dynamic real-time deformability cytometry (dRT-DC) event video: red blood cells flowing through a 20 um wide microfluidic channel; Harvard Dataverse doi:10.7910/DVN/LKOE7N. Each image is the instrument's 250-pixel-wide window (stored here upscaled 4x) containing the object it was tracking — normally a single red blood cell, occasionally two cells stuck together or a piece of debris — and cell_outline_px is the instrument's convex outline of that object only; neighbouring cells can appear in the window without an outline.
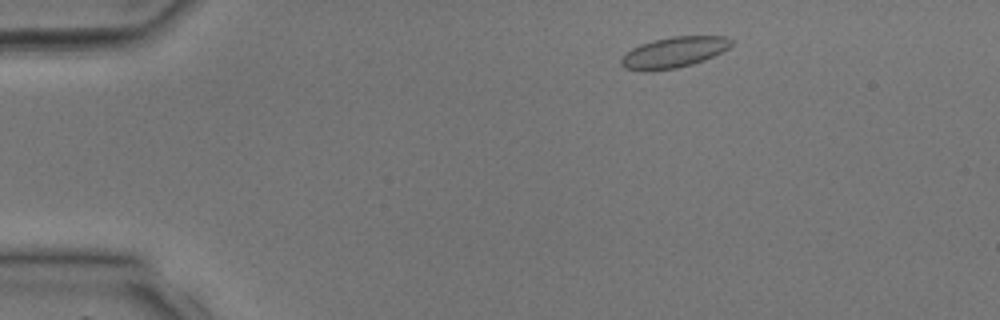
{"species": "common noctule bat (a hibernating species)", "species_latin": "Nyctalus noctula", "temperature_condition": "room temperature", "stored_images_in_passage": 37, "camera_frame_rate_fps": 3000, "um_per_image_px": 0.085, "animal": {"sex": "male", "body_mass_g": 17.9, "forearm_length_mm": 54.2}, "frame": {"image": 1, "passage_image": 4, "time_ms": 1.0, "image_size_px": [1000, 320], "cell_outline_px": [[732, 44], [728, 48], [704, 60], [692, 64], [676, 68], [648, 72], [640, 72], [624, 68], [620, 64], [620, 60], [632, 48], [640, 44], [652, 40], [672, 36], [724, 36], [732, 40]], "centroid_in_image_um": [57.23, 4.46], "position_along_channel_um": 27.8, "area_um2": 19.83}}
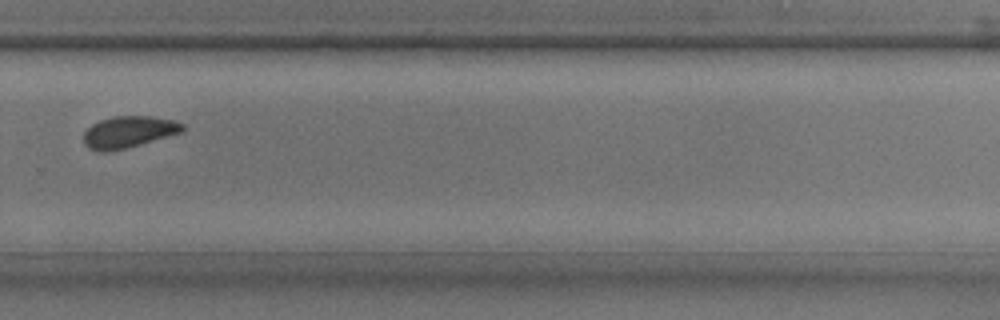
{"frame": {"image": 2, "passage_image": 25, "time_ms": 8.0, "image_size_px": [1000, 320], "cell_outline_px": [[184, 132], [140, 144], [124, 148], [104, 152], [96, 152], [88, 148], [84, 144], [84, 132], [92, 124], [100, 120], [116, 116], [152, 116], [172, 120], [184, 124]], "centroid_in_image_um": [10.92, 11.22], "position_along_channel_um": 318.9, "area_um2": 18.21}}
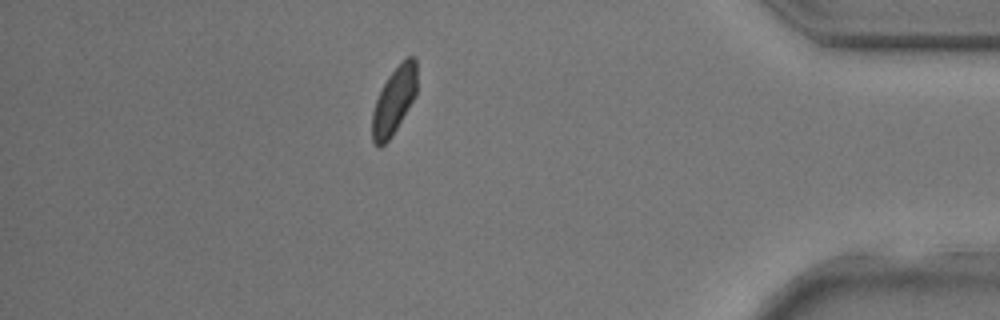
{"frame": {"image": 3, "passage_image": 32, "time_ms": 10.333, "image_size_px": [1000, 320], "cell_outline_px": [[416, 96], [392, 136], [380, 148], [372, 140], [372, 112], [376, 100], [388, 76], [408, 56], [416, 56]], "centroid_in_image_um": [33.5, 8.58], "position_along_channel_um": 401.7, "area_um2": 17.28}}